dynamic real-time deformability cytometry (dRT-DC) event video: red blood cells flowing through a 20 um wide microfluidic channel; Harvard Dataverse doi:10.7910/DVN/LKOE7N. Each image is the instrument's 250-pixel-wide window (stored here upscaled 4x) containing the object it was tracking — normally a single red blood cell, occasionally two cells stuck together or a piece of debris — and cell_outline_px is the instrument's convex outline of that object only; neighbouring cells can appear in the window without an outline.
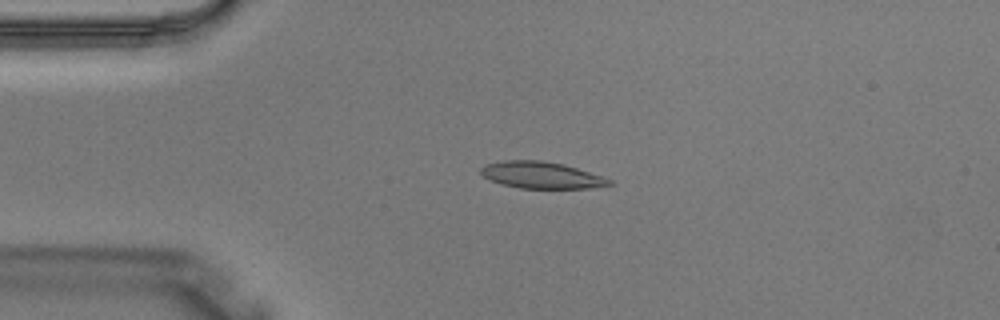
{"species": "Egyptian fruit bat (a non-hibernating species)", "species_latin": "Rousettus aegyptiacus", "temperature_condition": "warm", "stored_images_in_passage": 2, "camera_frame_rate_fps": 3000, "um_per_image_px": 0.085, "animal": {"sex": "male"}, "frame": {"image": 1, "passage_image": 2, "time_ms": 0.333, "image_size_px": [1000, 320], "cell_outline_px": [[616, 184], [588, 188], [520, 188], [500, 184], [484, 176], [480, 172], [480, 168], [484, 164], [504, 160], [540, 160], [564, 164], [612, 180]], "centroid_in_image_um": [45.99, 14.88], "position_along_channel_um": 39.0, "area_um2": 19.88}}